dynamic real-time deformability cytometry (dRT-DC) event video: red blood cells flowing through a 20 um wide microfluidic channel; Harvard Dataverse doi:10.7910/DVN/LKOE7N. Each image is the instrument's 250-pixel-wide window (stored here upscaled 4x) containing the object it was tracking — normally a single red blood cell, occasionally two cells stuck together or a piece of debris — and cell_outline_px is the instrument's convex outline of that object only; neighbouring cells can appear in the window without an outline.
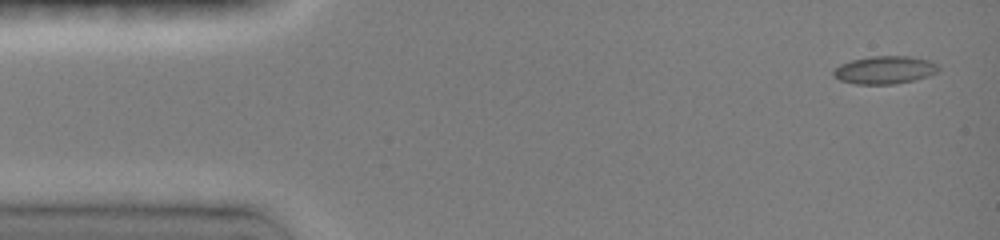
{"species": "common noctule bat (a hibernating species)", "species_latin": "Nyctalus noctula", "temperature_condition": "room temperature", "stored_images_in_passage": 54, "camera_frame_rate_fps": 3000, "um_per_image_px": 0.085, "animal": {"sex": "female", "body_mass_g": 19.0, "forearm_length_mm": 51.5}, "frame": {"image": 1, "passage_image": 1, "time_ms": 0.0, "image_size_px": [1000, 240], "cell_outline_px": [[940, 68], [936, 72], [928, 76], [916, 80], [892, 84], [856, 84], [840, 80], [832, 76], [832, 72], [840, 64], [852, 60], [872, 56], [908, 56], [928, 60], [940, 64]], "centroid_in_image_um": [75.22, 5.95], "position_along_channel_um": 9.8, "area_um2": 17.11}}
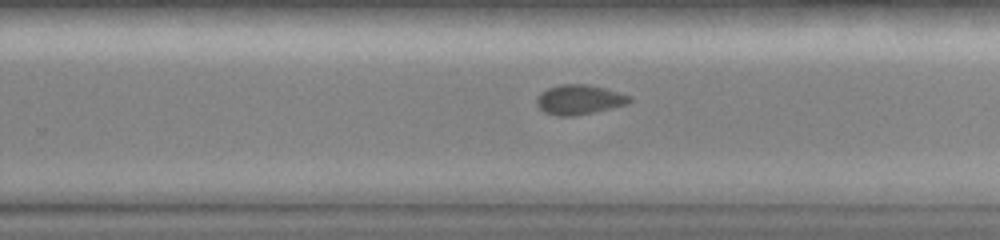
{"frame": {"image": 2, "passage_image": 30, "time_ms": 9.333, "image_size_px": [1000, 240], "cell_outline_px": [[632, 100], [628, 104], [592, 112], [572, 116], [560, 116], [544, 112], [536, 104], [536, 100], [540, 92], [548, 88], [560, 84], [588, 84], [620, 92], [632, 96]], "centroid_in_image_um": [49.24, 8.45], "position_along_channel_um": 280.6, "area_um2": 16.07}}
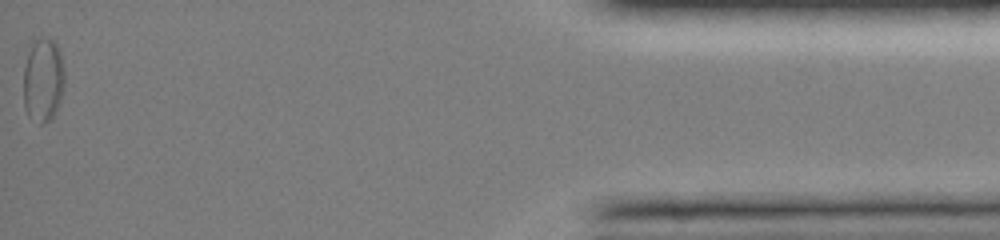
{"frame": {"image": 3, "passage_image": 53, "time_ms": 15.0, "image_size_px": [1000, 240], "cell_outline_px": [[64, 88], [60, 100], [52, 116], [44, 124], [40, 124], [28, 116], [24, 108], [24, 68], [28, 52], [32, 40], [40, 36], [48, 36], [56, 44], [60, 52], [64, 68]], "centroid_in_image_um": [3.66, 6.75], "position_along_channel_um": 431.5, "area_um2": 20.35}, "authors_computed_cell_mechanics": {"area_um2": 16.2418, "velocity_mm_per_s": 4.0673, "shape_relaxation_time_tau1_ms": null, "shape_relaxation_time_tau2_ms": 3.6895, "deformation_change_tau1": null, "deformation_change_tau2": 0.0686}}